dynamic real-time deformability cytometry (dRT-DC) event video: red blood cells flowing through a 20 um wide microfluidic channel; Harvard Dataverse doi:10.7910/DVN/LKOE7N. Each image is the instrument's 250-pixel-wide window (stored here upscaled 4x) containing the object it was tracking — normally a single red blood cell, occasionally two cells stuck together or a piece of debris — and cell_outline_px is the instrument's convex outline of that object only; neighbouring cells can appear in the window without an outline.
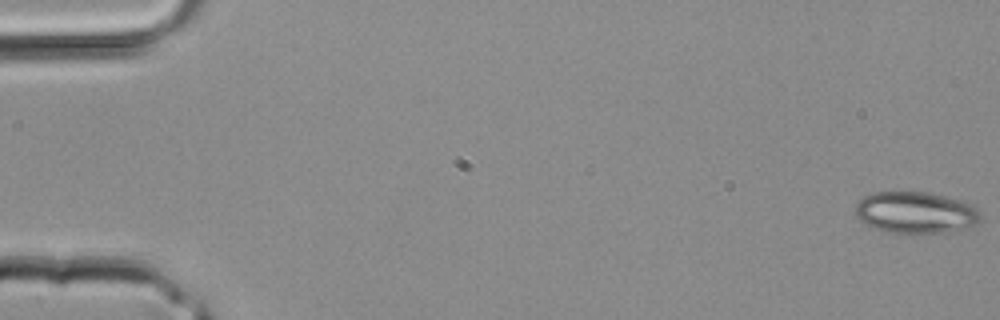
{"species": "common noctule bat (a hibernating species)", "species_latin": "Nyctalus noctula", "temperature_condition": "room temperature", "stored_images_in_passage": 3, "camera_frame_rate_fps": 3000, "um_per_image_px": 0.085, "animal": {"sex": "male", "body_mass_g": 20.4}, "frame": {"image": 1, "passage_image": 1, "time_ms": 0.0, "image_size_px": [1000, 320], "cell_outline_px": [[980, 220], [976, 224], [944, 232], [884, 232], [860, 220], [856, 216], [856, 204], [864, 196], [872, 192], [924, 192], [944, 196], [976, 204], [980, 212]], "centroid_in_image_um": [77.84, 18.04], "position_along_channel_um": 7.2, "area_um2": 30.0}}